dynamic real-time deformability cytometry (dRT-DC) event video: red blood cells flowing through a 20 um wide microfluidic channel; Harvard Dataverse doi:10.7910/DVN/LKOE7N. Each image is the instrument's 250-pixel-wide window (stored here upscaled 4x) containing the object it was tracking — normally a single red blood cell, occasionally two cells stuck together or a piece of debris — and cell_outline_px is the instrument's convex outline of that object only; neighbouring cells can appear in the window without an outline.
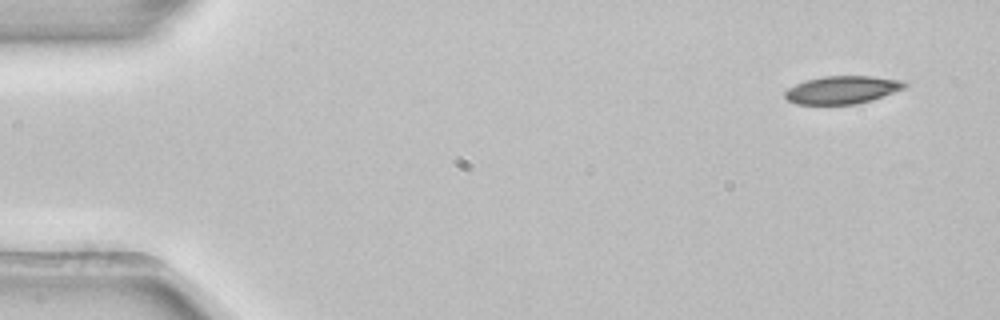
{"species": "common noctule bat (a hibernating species)", "species_latin": "Nyctalus noctula", "temperature_condition": "room temperature", "stored_images_in_passage": 5, "segment_of_instrument_passage": [2, 2], "camera_frame_rate_fps": 3000, "um_per_image_px": 0.085, "animal": {"sex": "female", "body_mass_g": 22.7, "forearm_length_mm": 54.2}, "frame": {"image": 1, "passage_image": 5, "time_ms": 1.333, "image_size_px": [1000, 320], "cell_outline_px": [[908, 84], [904, 88], [872, 100], [856, 104], [796, 104], [788, 100], [784, 96], [784, 92], [788, 88], [796, 84], [808, 80], [824, 76], [872, 76], [904, 80]], "centroid_in_image_um": [71.6, 7.63], "position_along_channel_um": 13.4, "area_um2": 19.36}}